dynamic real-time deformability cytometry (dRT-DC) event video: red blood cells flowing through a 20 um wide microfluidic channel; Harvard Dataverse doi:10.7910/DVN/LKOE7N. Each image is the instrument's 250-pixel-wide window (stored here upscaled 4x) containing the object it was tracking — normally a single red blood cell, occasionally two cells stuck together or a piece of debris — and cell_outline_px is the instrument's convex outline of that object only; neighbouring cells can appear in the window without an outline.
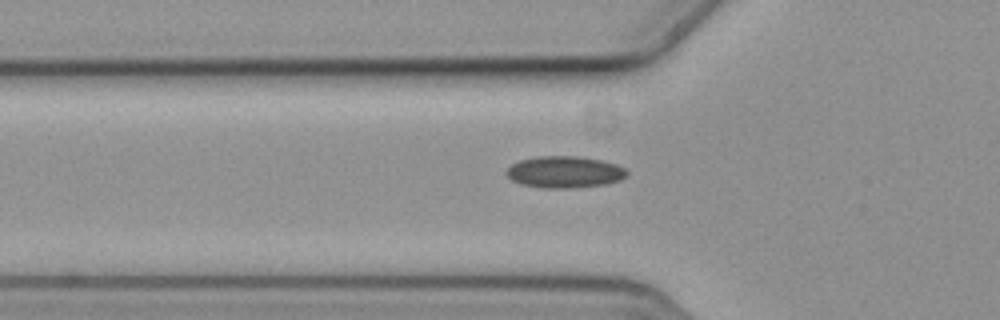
{"species": "common noctule bat (a hibernating species)", "species_latin": "Nyctalus noctula", "temperature_condition": "cold", "stored_images_in_passage": 5, "camera_frame_rate_fps": 3000, "um_per_image_px": 0.085, "animal": {"sex": "female", "body_mass_g": 19.3, "forearm_length_mm": 54.1}, "frame": {"image": 1, "passage_image": 5, "time_ms": 1.333, "image_size_px": [1000, 320], "cell_outline_px": [[628, 176], [620, 180], [604, 184], [572, 188], [540, 188], [520, 184], [512, 180], [504, 172], [512, 164], [520, 160], [536, 156], [580, 156], [600, 160], [616, 164], [624, 168], [628, 172]], "centroid_in_image_um": [47.98, 14.62], "position_along_channel_um": 77.8, "area_um2": 22.37}}